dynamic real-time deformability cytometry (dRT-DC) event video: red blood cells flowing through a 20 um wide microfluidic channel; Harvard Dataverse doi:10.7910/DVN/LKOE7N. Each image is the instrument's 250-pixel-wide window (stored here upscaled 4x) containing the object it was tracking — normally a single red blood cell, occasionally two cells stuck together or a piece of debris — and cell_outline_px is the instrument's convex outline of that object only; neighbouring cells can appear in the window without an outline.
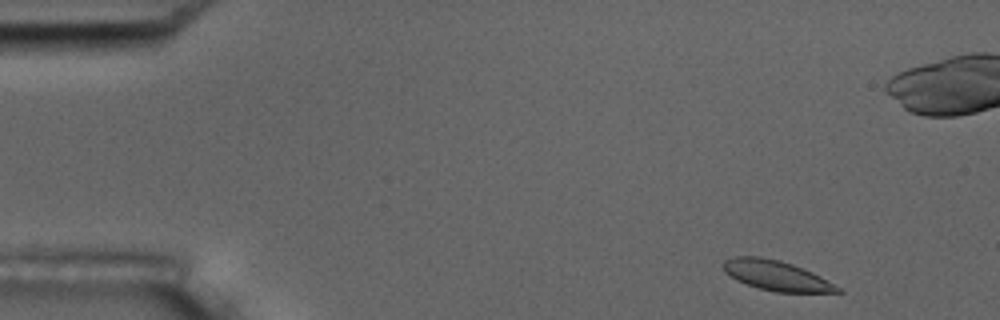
{"species": "common noctule bat (a hibernating species)", "species_latin": "Nyctalus noctula", "temperature_condition": "room temperature", "stored_images_in_passage": 4, "camera_frame_rate_fps": 3000, "um_per_image_px": 0.085, "animal": {"sex": "male", "body_mass_g": 17.5, "forearm_length_mm": 52.3}, "frame": {"image": 1, "passage_image": 1, "time_ms": 0.0, "image_size_px": [1000, 320], "cell_outline_px": [[844, 292], [776, 292], [760, 288], [736, 280], [724, 272], [720, 264], [724, 260], [736, 256], [760, 256], [780, 260], [792, 264], [812, 272], [844, 288]], "centroid_in_image_um": [65.99, 23.41], "position_along_channel_um": 19.0, "area_um2": 20.11}}